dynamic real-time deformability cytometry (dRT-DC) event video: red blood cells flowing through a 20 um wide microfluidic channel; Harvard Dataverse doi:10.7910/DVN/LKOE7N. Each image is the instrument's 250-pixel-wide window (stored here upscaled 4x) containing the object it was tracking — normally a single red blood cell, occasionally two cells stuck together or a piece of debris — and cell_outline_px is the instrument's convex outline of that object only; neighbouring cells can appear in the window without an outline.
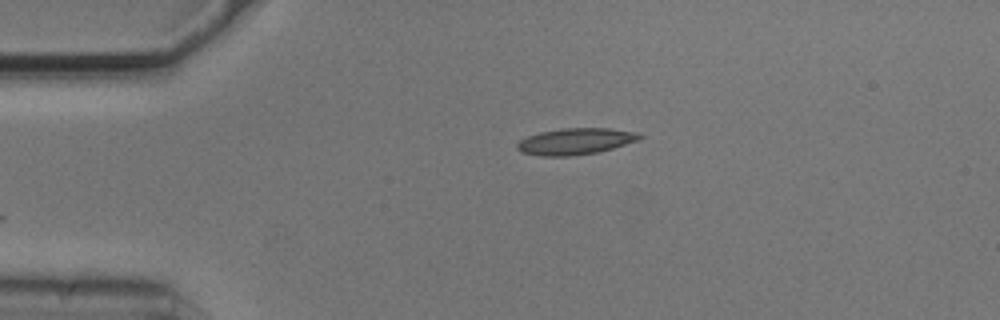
{"species": "common noctule bat (a hibernating species)", "species_latin": "Nyctalus noctula", "temperature_condition": "cold", "stored_images_in_passage": 5, "camera_frame_rate_fps": 3000, "um_per_image_px": 0.085, "animal": {"sex": "male", "body_mass_g": 20.5, "forearm_length_mm": 52.5}, "frame": {"image": 1, "passage_image": 1, "time_ms": 0.0, "image_size_px": [1000, 320], "cell_outline_px": [[644, 136], [640, 140], [612, 148], [596, 152], [568, 156], [540, 156], [520, 152], [516, 148], [516, 144], [520, 140], [528, 136], [540, 132], [564, 128], [608, 128], [640, 132]], "centroid_in_image_um": [48.93, 12.01], "position_along_channel_um": 36.1, "area_um2": 18.9}}